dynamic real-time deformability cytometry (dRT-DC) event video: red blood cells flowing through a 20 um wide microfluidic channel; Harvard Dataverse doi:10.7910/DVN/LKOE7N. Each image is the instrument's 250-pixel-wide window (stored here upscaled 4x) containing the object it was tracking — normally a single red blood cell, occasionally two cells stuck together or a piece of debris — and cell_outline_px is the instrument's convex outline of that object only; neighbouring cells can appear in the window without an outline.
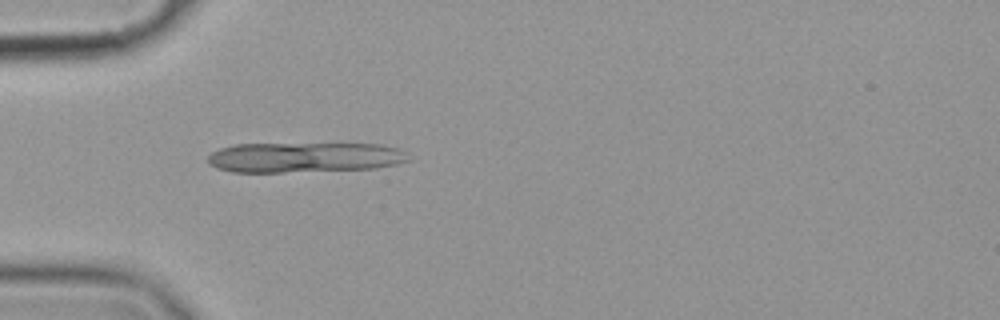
{"species": "common noctule bat (a hibernating species)", "species_latin": "Nyctalus noctula", "temperature_condition": "cold", "stored_images_in_passage": 55, "camera_frame_rate_fps": 3000, "um_per_image_px": 0.085, "animal": {"sex": "female", "body_mass_g": 19.9}, "frame": {"image": 1, "passage_image": 16, "time_ms": 5.0, "image_size_px": [1000, 320], "cell_outline_px": [[408, 160], [396, 164], [376, 168], [284, 172], [232, 172], [216, 168], [208, 164], [208, 156], [212, 152], [220, 148], [236, 144], [380, 144], [400, 148], [404, 152]], "centroid_in_image_um": [25.84, 13.37], "position_along_channel_um": 59.2, "area_um2": 35.14}, "authors_computed_cell_mechanics": {"area_um2": 29.478, "velocity_mm_per_s": 3.573, "shape_relaxation_time_tau1_ms": null, "shape_relaxation_time_tau2_ms": 5.0826, "deformation_change_tau1": null, "deformation_change_tau2": 0.1737}}